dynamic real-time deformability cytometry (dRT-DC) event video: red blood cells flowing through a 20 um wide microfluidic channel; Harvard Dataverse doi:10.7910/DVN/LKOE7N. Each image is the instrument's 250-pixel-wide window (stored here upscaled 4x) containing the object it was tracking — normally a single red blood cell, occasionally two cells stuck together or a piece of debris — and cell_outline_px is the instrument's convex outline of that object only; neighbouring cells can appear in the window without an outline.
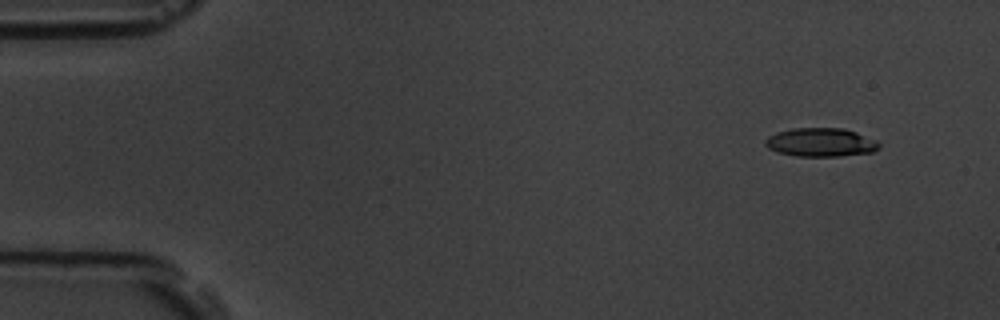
{"species": "common noctule bat (a hibernating species)", "species_latin": "Nyctalus noctula", "temperature_condition": "room temperature", "stored_images_in_passage": 4, "camera_frame_rate_fps": 3000, "um_per_image_px": 0.085, "animal": {"sex": "male", "body_mass_g": 19.5, "forearm_length_mm": 54.6}, "frame": {"image": 1, "passage_image": 1, "time_ms": 0.0, "image_size_px": [1000, 320], "cell_outline_px": [[880, 148], [872, 152], [840, 156], [796, 156], [780, 152], [768, 148], [764, 144], [764, 140], [768, 136], [776, 132], [792, 128], [844, 128], [856, 132], [876, 140], [880, 144]], "centroid_in_image_um": [69.76, 12.09], "position_along_channel_um": 15.2, "area_um2": 19.02}}
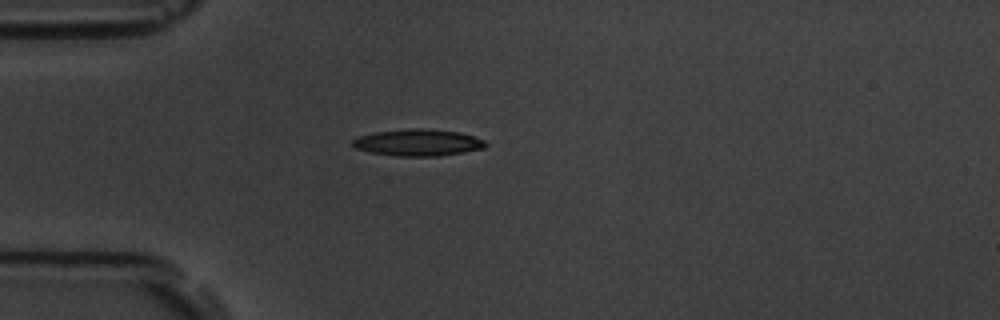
{"frame": {"image": 2, "passage_image": 4, "time_ms": 3.667, "image_size_px": [1000, 320], "cell_outline_px": [[488, 144], [484, 148], [440, 156], [396, 156], [372, 152], [356, 148], [348, 144], [352, 140], [360, 136], [376, 132], [412, 128], [424, 128], [460, 132], [484, 140]], "centroid_in_image_um": [35.52, 12.11], "position_along_channel_um": 49.5, "area_um2": 20.63}}